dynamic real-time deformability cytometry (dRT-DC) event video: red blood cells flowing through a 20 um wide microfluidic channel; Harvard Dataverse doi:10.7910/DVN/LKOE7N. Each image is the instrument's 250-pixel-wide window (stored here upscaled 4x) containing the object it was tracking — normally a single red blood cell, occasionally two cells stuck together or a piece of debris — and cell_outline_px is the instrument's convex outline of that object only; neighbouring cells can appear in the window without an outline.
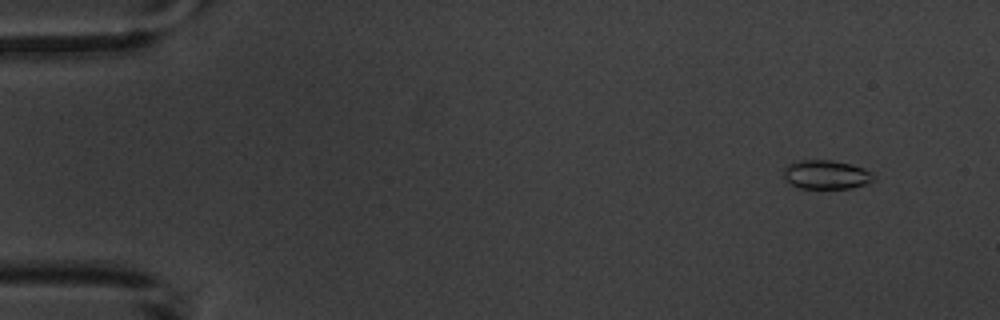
{"species": "common noctule bat (a hibernating species)", "species_latin": "Nyctalus noctula", "temperature_condition": "warm", "stored_images_in_passage": 4, "camera_frame_rate_fps": 3000, "um_per_image_px": 0.085, "animal": {"sex": "male", "body_mass_g": 20.1, "forearm_length_mm": 53.5}, "frame": {"image": 1, "passage_image": 1, "time_ms": 0.0, "image_size_px": [1000, 320], "cell_outline_px": [[876, 180], [852, 188], [800, 188], [784, 180], [784, 168], [788, 164], [796, 160], [832, 160], [852, 164], [864, 168], [872, 172]], "centroid_in_image_um": [70.23, 14.83], "position_along_channel_um": 14.8, "area_um2": 15.32}}